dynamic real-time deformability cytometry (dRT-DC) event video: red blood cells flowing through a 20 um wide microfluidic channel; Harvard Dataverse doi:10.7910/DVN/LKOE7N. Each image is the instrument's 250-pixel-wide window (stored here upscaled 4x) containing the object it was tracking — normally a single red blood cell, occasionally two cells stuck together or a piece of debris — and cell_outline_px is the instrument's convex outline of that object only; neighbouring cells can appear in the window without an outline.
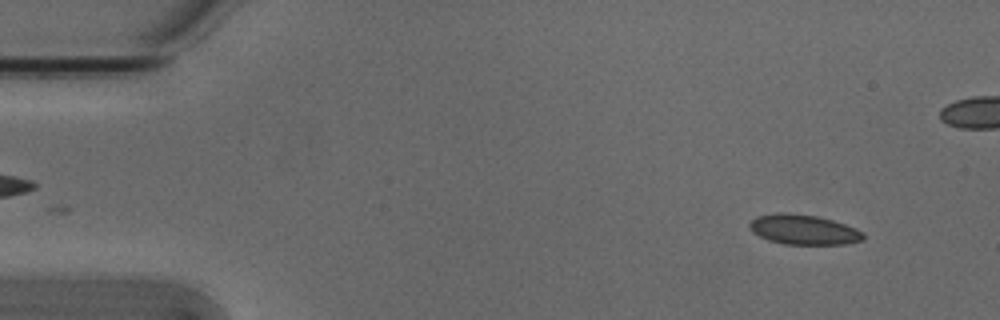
{"species": "Egyptian fruit bat (a non-hibernating species)", "species_latin": "Rousettus aegyptiacus", "temperature_condition": "cold", "stored_images_in_passage": 53, "camera_frame_rate_fps": 3000, "um_per_image_px": 0.085, "animal": {"sex": "male"}, "frame": {"image": 1, "passage_image": 4, "time_ms": 1.0, "image_size_px": [1000, 320], "cell_outline_px": [[864, 240], [844, 244], [784, 244], [768, 240], [752, 232], [748, 228], [748, 224], [756, 216], [776, 212], [788, 212], [816, 216], [832, 220], [856, 228], [864, 232]], "centroid_in_image_um": [68.28, 19.51], "position_along_channel_um": 16.7, "area_um2": 20.0}}
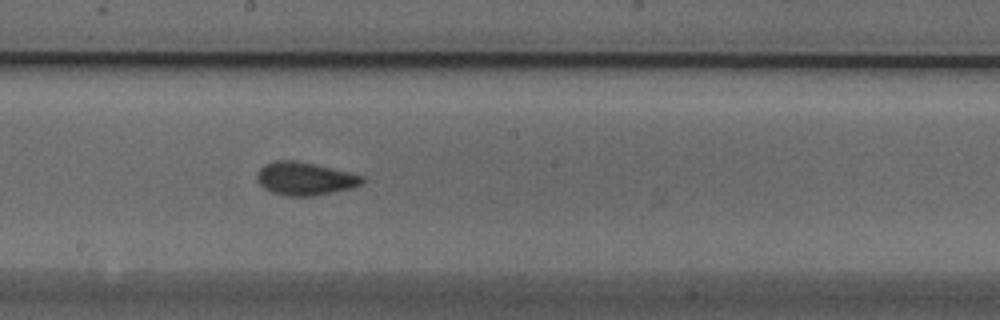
{"frame": {"image": 2, "passage_image": 28, "time_ms": 9.0, "image_size_px": [1000, 320], "cell_outline_px": [[364, 180], [360, 184], [348, 188], [332, 192], [312, 196], [288, 196], [272, 192], [264, 188], [256, 180], [256, 172], [264, 164], [276, 160], [292, 160], [312, 164], [348, 172], [364, 176]], "centroid_in_image_um": [25.84, 15.18], "position_along_channel_um": 222.4, "area_um2": 19.94}}
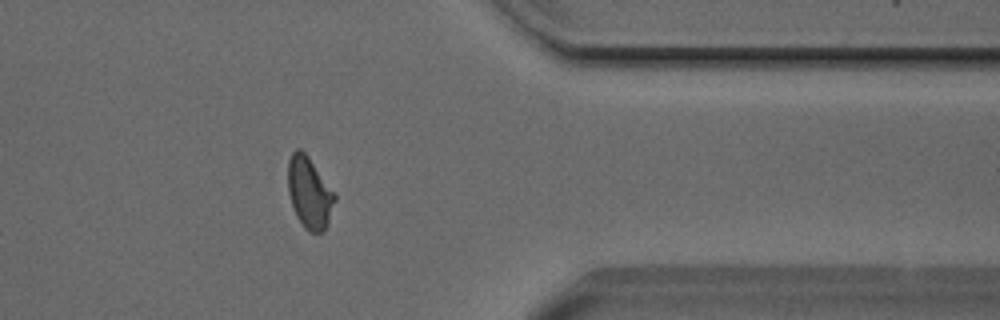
{"frame": {"image": 3, "passage_image": 42, "time_ms": 13.667, "image_size_px": [1000, 320], "cell_outline_px": [[336, 200], [324, 232], [308, 232], [304, 228], [296, 216], [288, 192], [288, 160], [292, 152], [296, 148], [300, 148], [308, 156], [336, 196]], "centroid_in_image_um": [26.28, 16.39], "position_along_channel_um": 385.1, "area_um2": 19.31}, "authors_computed_cell_mechanics": {"area_um2": 19.363, "velocity_mm_per_s": 3.8275, "shape_relaxation_time_tau1_ms": 7.3968, "shape_relaxation_time_tau2_ms": 0.9165, "deformation_change_tau1": 0.1473, "deformation_change_tau2": 0.0357}}